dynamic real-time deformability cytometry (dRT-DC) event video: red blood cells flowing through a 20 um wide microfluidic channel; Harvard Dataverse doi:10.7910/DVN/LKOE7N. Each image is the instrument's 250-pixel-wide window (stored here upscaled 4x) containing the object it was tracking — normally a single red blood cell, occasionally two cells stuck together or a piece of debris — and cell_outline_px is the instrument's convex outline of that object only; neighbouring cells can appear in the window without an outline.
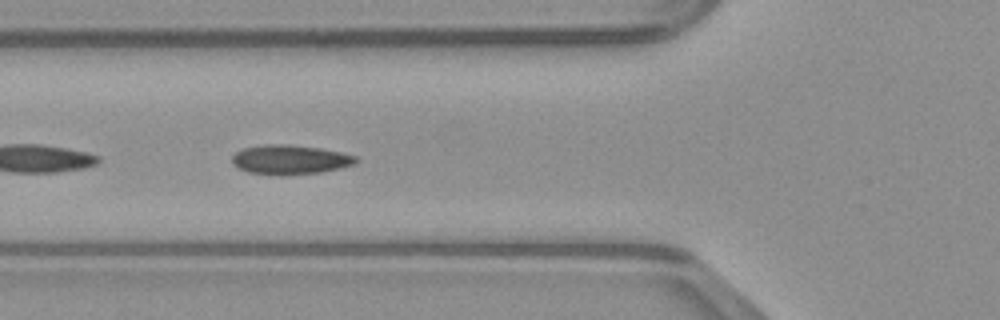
{"species": "common noctule bat (a hibernating species)", "species_latin": "Nyctalus noctula", "temperature_condition": "warm", "stored_images_in_passage": 33, "camera_frame_rate_fps": 3000, "um_per_image_px": 0.085, "animal": {"sex": "male", "body_mass_g": 23.1, "forearm_length_mm": 52.7}, "frame": {"image": 1, "passage_image": 18, "time_ms": 5.667, "image_size_px": [1000, 320], "cell_outline_px": [[356, 160], [352, 164], [340, 168], [320, 172], [280, 176], [248, 172], [232, 164], [232, 156], [236, 152], [244, 148], [264, 144], [288, 144], [320, 148], [340, 152], [356, 156]], "centroid_in_image_um": [24.61, 13.57], "position_along_channel_um": 101.2, "area_um2": 21.15}}
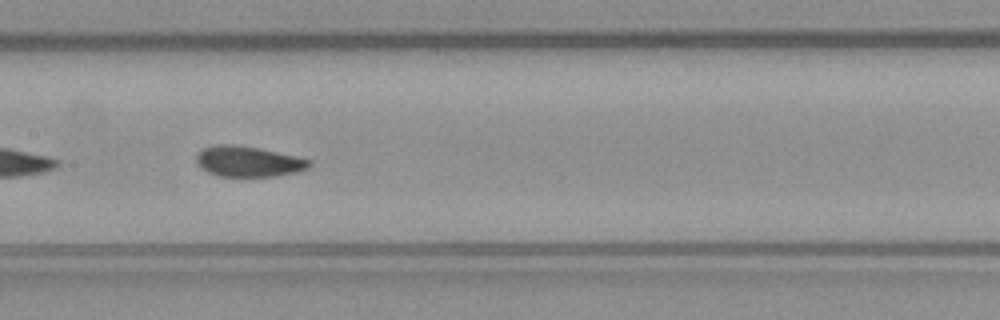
{"frame": {"image": 2, "passage_image": 24, "time_ms": 7.667, "image_size_px": [1000, 320], "cell_outline_px": [[312, 164], [308, 168], [296, 172], [276, 176], [216, 176], [208, 172], [196, 164], [196, 156], [204, 148], [216, 144], [236, 144], [260, 148], [296, 156], [312, 160]], "centroid_in_image_um": [21.11, 13.72], "position_along_channel_um": 186.3, "area_um2": 20.23}}